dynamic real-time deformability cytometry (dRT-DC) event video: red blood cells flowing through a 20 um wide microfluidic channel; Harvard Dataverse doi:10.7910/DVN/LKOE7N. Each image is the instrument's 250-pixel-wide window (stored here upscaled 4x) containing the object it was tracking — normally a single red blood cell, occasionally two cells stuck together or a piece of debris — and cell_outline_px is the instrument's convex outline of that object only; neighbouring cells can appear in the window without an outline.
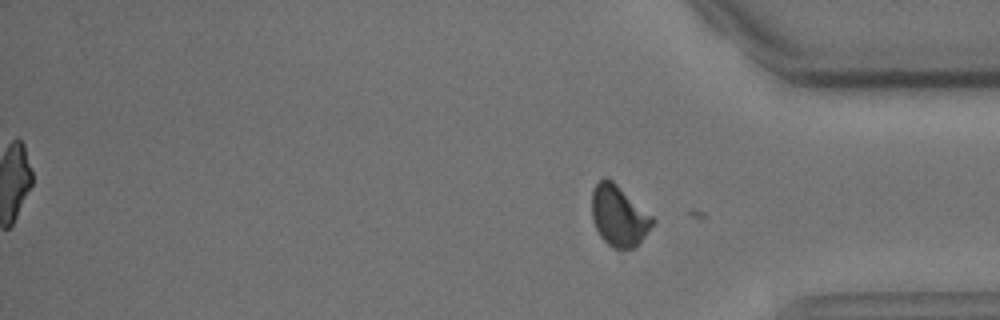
{"species": "common noctule bat (a hibernating species)", "species_latin": "Nyctalus noctula", "temperature_condition": "cold", "stored_images_in_passage": 14, "segment_of_instrument_passage": [2, 2], "camera_frame_rate_fps": 3000, "um_per_image_px": 0.085, "animal": {"sex": "male", "body_mass_g": 15.6}, "frame": {"image": 1, "passage_image": 14, "time_ms": 16.0, "image_size_px": [1000, 320], "cell_outline_px": [[656, 220], [636, 248], [612, 248], [600, 236], [592, 220], [592, 188], [604, 176], [608, 176], [652, 216]], "centroid_in_image_um": [52.59, 18.33], "position_along_channel_um": 382.6, "area_um2": 21.5}}